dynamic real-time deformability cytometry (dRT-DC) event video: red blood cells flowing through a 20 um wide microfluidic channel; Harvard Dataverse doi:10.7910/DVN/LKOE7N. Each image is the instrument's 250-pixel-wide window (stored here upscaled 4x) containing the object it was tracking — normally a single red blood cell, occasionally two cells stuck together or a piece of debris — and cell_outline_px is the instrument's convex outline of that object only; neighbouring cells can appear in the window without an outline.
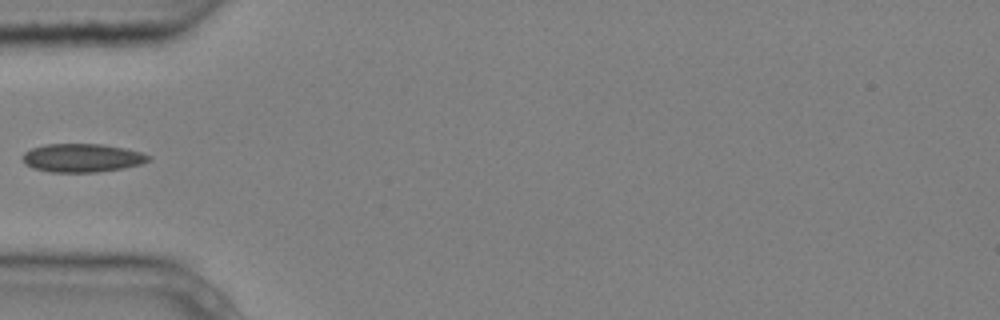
{"species": "common noctule bat (a hibernating species)", "species_latin": "Nyctalus noctula", "temperature_condition": "cold", "stored_images_in_passage": 5, "camera_frame_rate_fps": 3000, "um_per_image_px": 0.085, "animal": {"sex": "male", "body_mass_g": 20.4}, "frame": {"image": 1, "passage_image": 5, "time_ms": 1.333, "image_size_px": [1000, 320], "cell_outline_px": [[152, 160], [140, 164], [124, 168], [96, 172], [48, 172], [32, 168], [24, 164], [20, 156], [24, 152], [32, 148], [44, 144], [104, 144], [124, 148], [140, 152], [152, 156]], "centroid_in_image_um": [6.95, 13.42], "position_along_channel_um": 78.0, "area_um2": 21.15}}